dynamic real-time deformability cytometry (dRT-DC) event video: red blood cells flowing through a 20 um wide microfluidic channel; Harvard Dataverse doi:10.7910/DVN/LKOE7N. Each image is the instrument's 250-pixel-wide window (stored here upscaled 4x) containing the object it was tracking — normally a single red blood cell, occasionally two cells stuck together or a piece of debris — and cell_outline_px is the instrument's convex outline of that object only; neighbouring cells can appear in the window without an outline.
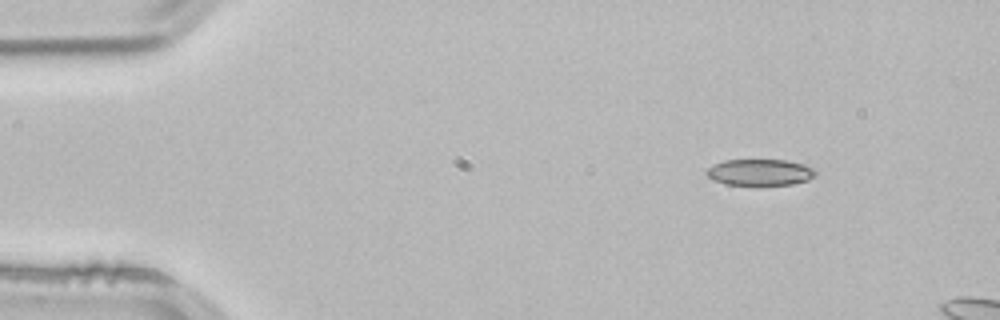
{"species": "common noctule bat (a hibernating species)", "species_latin": "Nyctalus noctula", "temperature_condition": "room temperature", "stored_images_in_passage": 4, "camera_frame_rate_fps": 3000, "um_per_image_px": 0.085, "animal": {"sex": "male", "body_mass_g": 21.5, "forearm_length_mm": 52.0}, "frame": {"image": 1, "passage_image": 1, "time_ms": 0.0, "image_size_px": [1000, 320], "cell_outline_px": [[816, 172], [808, 180], [792, 184], [728, 184], [712, 180], [704, 172], [708, 168], [724, 160], [784, 160], [800, 164], [812, 168]], "centroid_in_image_um": [64.54, 14.64], "position_along_channel_um": 20.5, "area_um2": 16.24}}